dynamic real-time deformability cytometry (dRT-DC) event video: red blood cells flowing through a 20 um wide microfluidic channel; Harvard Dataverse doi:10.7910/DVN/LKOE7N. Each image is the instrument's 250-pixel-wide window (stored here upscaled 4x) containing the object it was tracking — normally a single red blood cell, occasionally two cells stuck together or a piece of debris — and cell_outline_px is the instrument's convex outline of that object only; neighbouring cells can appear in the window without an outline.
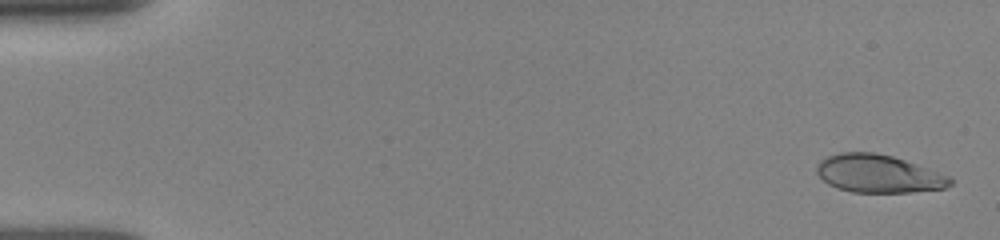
{"species": "human", "species_latin": "Homo sapiens", "temperature_condition": "room temperature", "stored_images_in_passage": 12, "camera_frame_rate_fps": 3000, "um_per_image_px": 0.085, "donor": {"sex": "female"}, "frame": {"image": 1, "passage_image": 1, "time_ms": 0.0, "image_size_px": [1000, 240], "cell_outline_px": [[952, 184], [944, 188], [912, 192], [852, 192], [836, 188], [828, 184], [816, 172], [816, 164], [820, 160], [828, 156], [840, 152], [876, 152], [892, 156], [904, 160], [948, 176], [952, 180]], "centroid_in_image_um": [74.61, 14.76], "position_along_channel_um": 10.4, "area_um2": 29.3}}
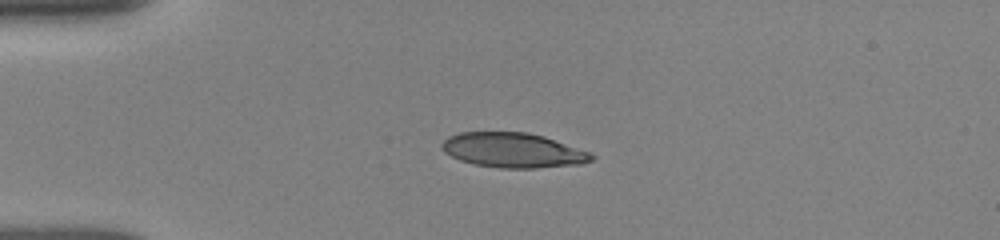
{"frame": {"image": 2, "passage_image": 7, "time_ms": 3.667, "image_size_px": [1000, 240], "cell_outline_px": [[596, 156], [592, 160], [580, 164], [536, 168], [500, 168], [472, 164], [460, 160], [444, 152], [440, 148], [440, 144], [448, 136], [460, 132], [528, 132], [544, 136], [592, 152]], "centroid_in_image_um": [43.61, 12.77], "position_along_channel_um": 41.4, "area_um2": 30.63}}